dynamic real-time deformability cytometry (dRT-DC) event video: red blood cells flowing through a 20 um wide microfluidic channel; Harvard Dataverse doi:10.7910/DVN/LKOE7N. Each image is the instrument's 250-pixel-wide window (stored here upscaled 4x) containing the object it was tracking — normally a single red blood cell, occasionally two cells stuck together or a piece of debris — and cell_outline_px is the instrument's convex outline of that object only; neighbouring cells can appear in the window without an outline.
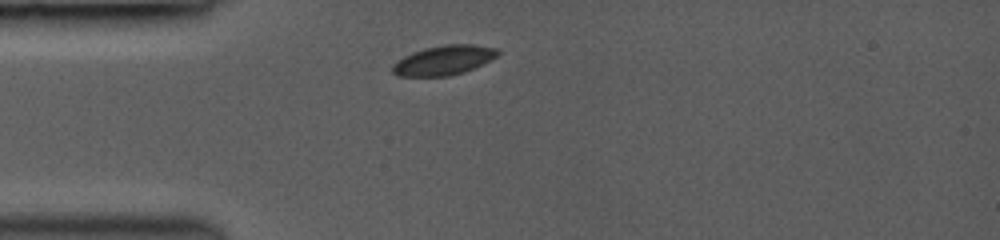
{"species": "common noctule bat (a hibernating species)", "species_latin": "Nyctalus noctula", "temperature_condition": "room temperature", "stored_images_in_passage": 4, "camera_frame_rate_fps": 3000, "um_per_image_px": 0.085, "animal": {"sex": "female", "body_mass_g": 19.0, "forearm_length_mm": 53.3}, "frame": {"image": 1, "passage_image": 1, "time_ms": 0.0, "image_size_px": [1000, 240], "cell_outline_px": [[500, 56], [464, 72], [448, 76], [400, 76], [392, 72], [392, 64], [396, 60], [412, 52], [424, 48], [444, 44], [476, 44], [500, 48]], "centroid_in_image_um": [37.76, 5.1], "position_along_channel_um": 47.2, "area_um2": 18.44}}
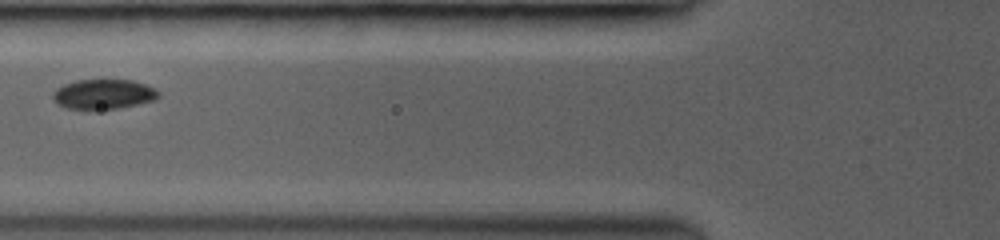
{"frame": {"image": 2, "passage_image": 3, "time_ms": 2.0, "image_size_px": [1000, 240], "cell_outline_px": [[160, 96], [156, 100], [116, 108], [92, 112], [68, 108], [56, 104], [52, 100], [52, 92], [56, 88], [64, 84], [76, 80], [132, 80], [144, 84], [160, 92]], "centroid_in_image_um": [8.73, 8.04], "position_along_channel_um": 117.1, "area_um2": 18.84}}